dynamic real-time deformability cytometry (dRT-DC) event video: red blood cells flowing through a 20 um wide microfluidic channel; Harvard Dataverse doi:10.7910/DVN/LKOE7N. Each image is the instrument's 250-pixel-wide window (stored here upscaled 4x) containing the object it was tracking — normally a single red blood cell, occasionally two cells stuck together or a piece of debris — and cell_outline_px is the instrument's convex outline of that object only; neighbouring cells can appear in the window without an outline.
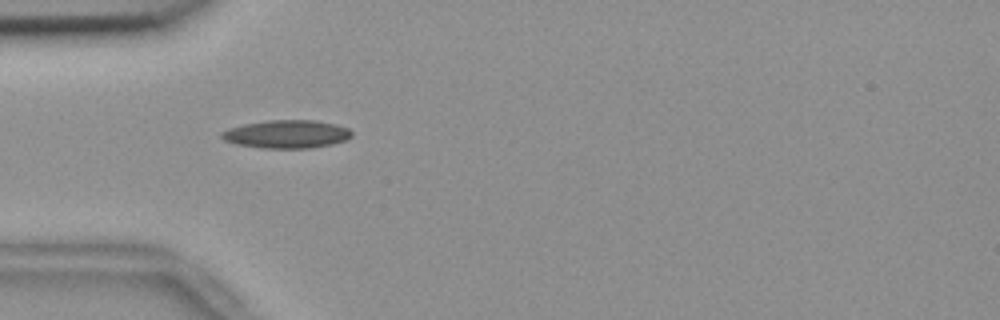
{"species": "common noctule bat (a hibernating species)", "species_latin": "Nyctalus noctula", "temperature_condition": "room temperature", "stored_images_in_passage": 52, "camera_frame_rate_fps": 3000, "um_per_image_px": 0.085, "animal": {"sex": "female", "body_mass_g": 18.4}, "frame": {"image": 1, "passage_image": 14, "time_ms": 4.333, "image_size_px": [1000, 320], "cell_outline_px": [[352, 136], [344, 140], [332, 144], [312, 148], [264, 148], [236, 144], [224, 140], [220, 136], [220, 132], [228, 128], [244, 124], [268, 120], [316, 120], [336, 124], [348, 128], [352, 132]], "centroid_in_image_um": [24.36, 11.39], "position_along_channel_um": 60.6, "area_um2": 21.39}}
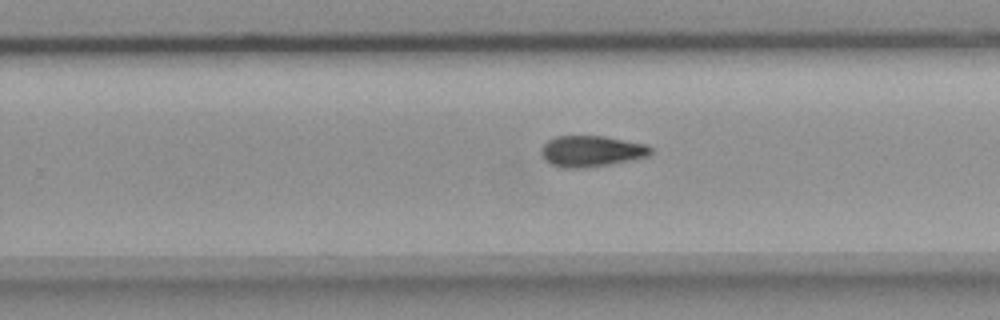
{"frame": {"image": 2, "passage_image": 32, "time_ms": 10.333, "image_size_px": [1000, 320], "cell_outline_px": [[652, 152], [648, 156], [608, 164], [580, 168], [560, 168], [548, 164], [544, 160], [540, 152], [540, 148], [548, 140], [556, 136], [604, 136], [648, 144], [652, 148]], "centroid_in_image_um": [50.22, 12.85], "position_along_channel_um": 279.6, "area_um2": 19.94}}
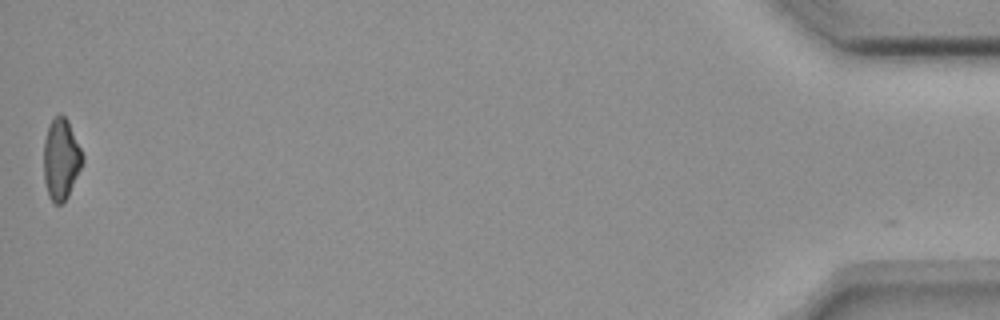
{"frame": {"image": 3, "passage_image": 52, "time_ms": 17.0, "image_size_px": [1000, 320], "cell_outline_px": [[84, 160], [68, 196], [60, 204], [52, 204], [48, 196], [44, 180], [44, 140], [48, 124], [60, 112], [68, 120], [84, 156]], "centroid_in_image_um": [5.18, 13.52], "position_along_channel_um": 430.0, "area_um2": 18.44}}